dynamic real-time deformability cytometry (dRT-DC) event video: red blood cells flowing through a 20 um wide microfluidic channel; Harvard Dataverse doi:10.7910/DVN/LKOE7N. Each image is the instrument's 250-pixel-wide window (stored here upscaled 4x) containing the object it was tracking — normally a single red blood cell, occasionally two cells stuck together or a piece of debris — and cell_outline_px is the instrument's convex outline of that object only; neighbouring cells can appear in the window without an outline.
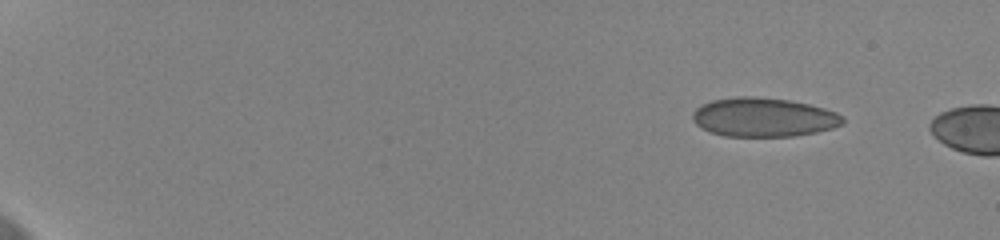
{"species": "human", "species_latin": "Homo sapiens", "temperature_condition": "cold", "stored_images_in_passage": 7, "camera_frame_rate_fps": 3000, "um_per_image_px": 0.085, "donor": {"sex": "female"}, "frame": {"image": 1, "passage_image": 1, "time_ms": 0.0, "image_size_px": [1000, 240], "cell_outline_px": [[844, 124], [832, 128], [816, 132], [792, 136], [724, 136], [712, 132], [696, 124], [692, 120], [692, 112], [696, 108], [712, 100], [736, 96], [756, 96], [792, 100], [824, 108], [836, 112], [844, 116]], "centroid_in_image_um": [64.92, 9.95], "position_along_channel_um": 20.1, "area_um2": 34.22}}
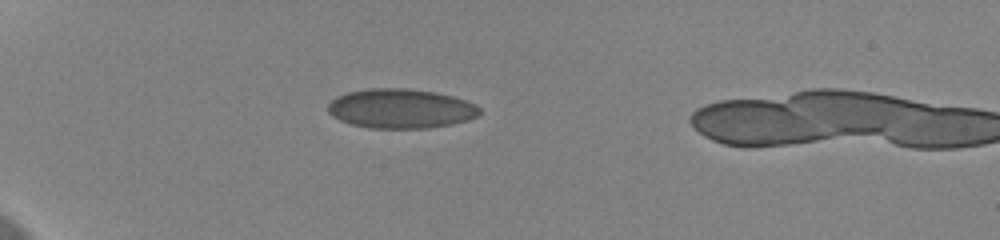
{"frame": {"image": 2, "passage_image": 5, "time_ms": 1.333, "image_size_px": [1000, 240], "cell_outline_px": [[480, 112], [476, 116], [468, 120], [452, 124], [428, 128], [372, 128], [352, 124], [340, 120], [332, 116], [328, 112], [328, 104], [336, 96], [348, 92], [368, 88], [404, 88], [436, 92], [452, 96], [476, 104], [480, 108]], "centroid_in_image_um": [34.05, 9.22], "position_along_channel_um": 50.9, "area_um2": 34.85}}